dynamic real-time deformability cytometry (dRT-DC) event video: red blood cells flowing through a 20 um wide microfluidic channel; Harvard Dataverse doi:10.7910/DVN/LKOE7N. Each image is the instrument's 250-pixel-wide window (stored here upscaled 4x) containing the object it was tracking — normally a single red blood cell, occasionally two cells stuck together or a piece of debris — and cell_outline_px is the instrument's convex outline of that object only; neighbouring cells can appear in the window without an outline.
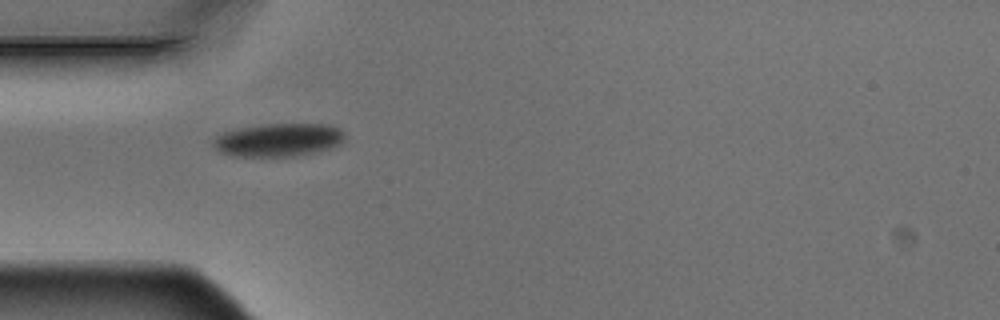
{"species": "Egyptian fruit bat (a non-hibernating species)", "species_latin": "Rousettus aegyptiacus", "temperature_condition": "warm", "stored_images_in_passage": 5, "camera_frame_rate_fps": 3000, "um_per_image_px": 0.085, "animal": {"sex": "male"}, "frame": {"image": 1, "passage_image": 1, "time_ms": 0.0, "image_size_px": [1000, 320], "cell_outline_px": [[344, 140], [340, 144], [332, 148], [316, 152], [296, 156], [232, 156], [220, 152], [212, 148], [212, 140], [216, 136], [224, 132], [240, 128], [268, 124], [332, 124], [340, 128], [344, 132]], "centroid_in_image_um": [23.68, 11.9], "position_along_channel_um": 61.3, "area_um2": 25.66}}
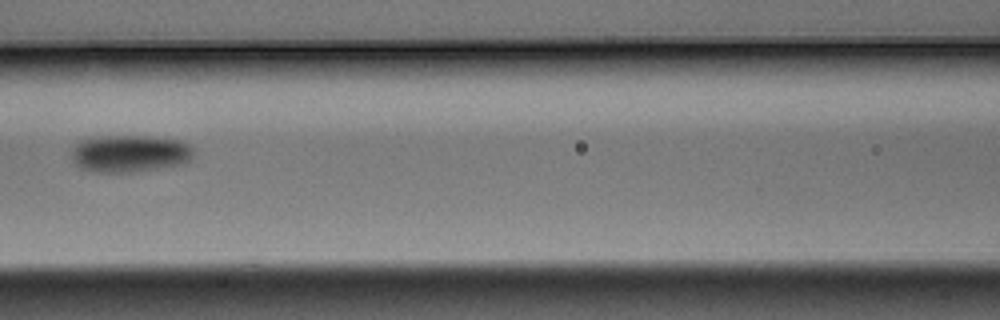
{"frame": {"image": 2, "passage_image": 3, "time_ms": 0.667, "image_size_px": [1000, 320], "cell_outline_px": [[192, 160], [184, 164], [160, 168], [132, 172], [96, 172], [80, 168], [72, 160], [72, 152], [76, 144], [80, 140], [100, 136], [148, 136], [184, 140], [192, 148]], "centroid_in_image_um": [11.06, 13.05], "position_along_channel_um": 155.5, "area_um2": 26.7}}
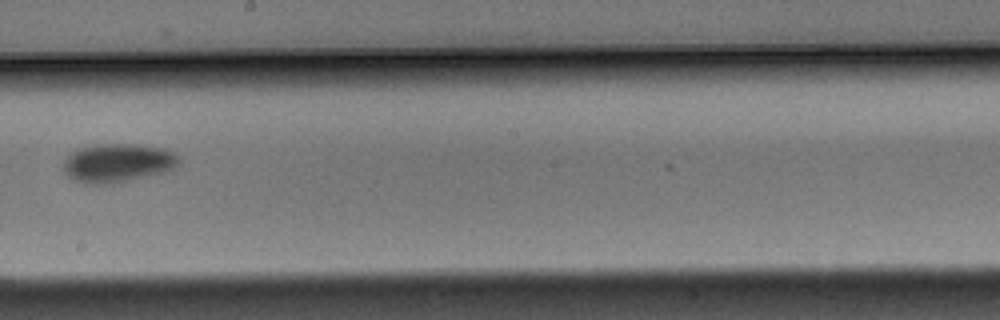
{"frame": {"image": 3, "passage_image": 5, "time_ms": 1.333, "image_size_px": [1000, 320], "cell_outline_px": [[176, 164], [172, 168], [164, 172], [108, 184], [92, 184], [76, 180], [68, 176], [64, 172], [64, 160], [72, 152], [80, 148], [96, 144], [136, 144], [164, 148], [172, 152], [176, 156]], "centroid_in_image_um": [9.95, 13.83], "position_along_channel_um": 238.2, "area_um2": 25.43}}